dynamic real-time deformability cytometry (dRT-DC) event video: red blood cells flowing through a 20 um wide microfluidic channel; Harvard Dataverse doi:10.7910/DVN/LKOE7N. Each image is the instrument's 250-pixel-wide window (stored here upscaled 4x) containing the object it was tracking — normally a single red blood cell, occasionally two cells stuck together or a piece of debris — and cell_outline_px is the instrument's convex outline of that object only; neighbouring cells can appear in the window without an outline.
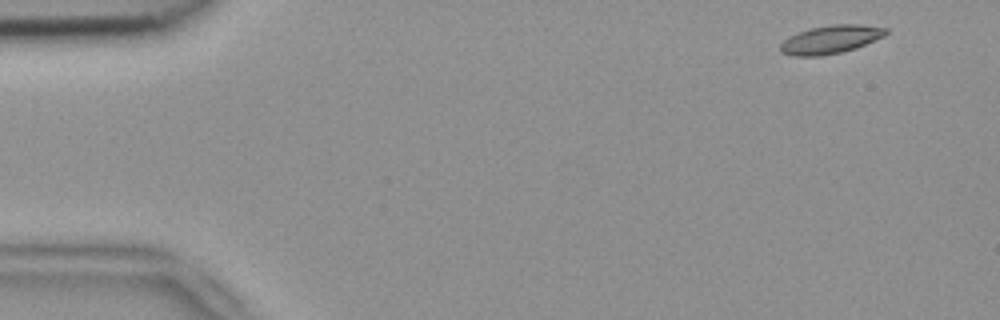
{"species": "common noctule bat (a hibernating species)", "species_latin": "Nyctalus noctula", "temperature_condition": "room temperature", "stored_images_in_passage": 14, "camera_frame_rate_fps": 3000, "um_per_image_px": 0.085, "animal": {"sex": "female", "body_mass_g": 18.4}, "frame": {"image": 1, "passage_image": 2, "time_ms": 0.333, "image_size_px": [1000, 320], "cell_outline_px": [[888, 32], [884, 36], [856, 48], [840, 52], [820, 56], [792, 56], [780, 52], [780, 44], [788, 36], [812, 28], [832, 24], [860, 24], [888, 28]], "centroid_in_image_um": [70.6, 3.35], "position_along_channel_um": 14.4, "area_um2": 17.34}}
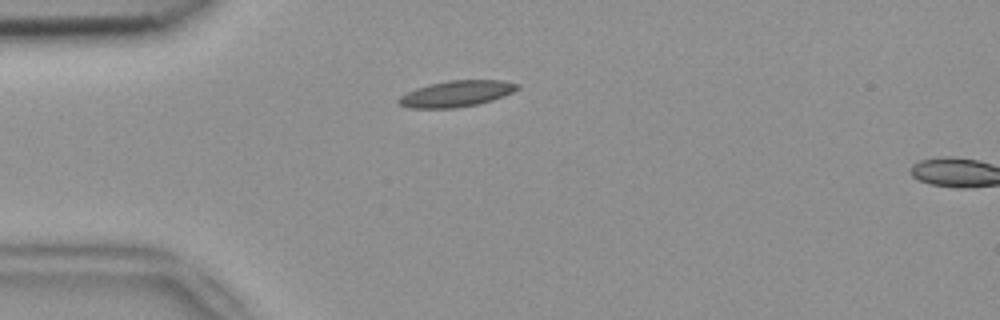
{"frame": {"image": 2, "passage_image": 12, "time_ms": 3.667, "image_size_px": [1000, 320], "cell_outline_px": [[520, 88], [504, 96], [492, 100], [476, 104], [456, 108], [408, 108], [400, 104], [396, 100], [400, 96], [416, 88], [428, 84], [448, 80], [504, 80], [520, 84]], "centroid_in_image_um": [38.81, 7.95], "position_along_channel_um": 46.2, "area_um2": 18.15}}